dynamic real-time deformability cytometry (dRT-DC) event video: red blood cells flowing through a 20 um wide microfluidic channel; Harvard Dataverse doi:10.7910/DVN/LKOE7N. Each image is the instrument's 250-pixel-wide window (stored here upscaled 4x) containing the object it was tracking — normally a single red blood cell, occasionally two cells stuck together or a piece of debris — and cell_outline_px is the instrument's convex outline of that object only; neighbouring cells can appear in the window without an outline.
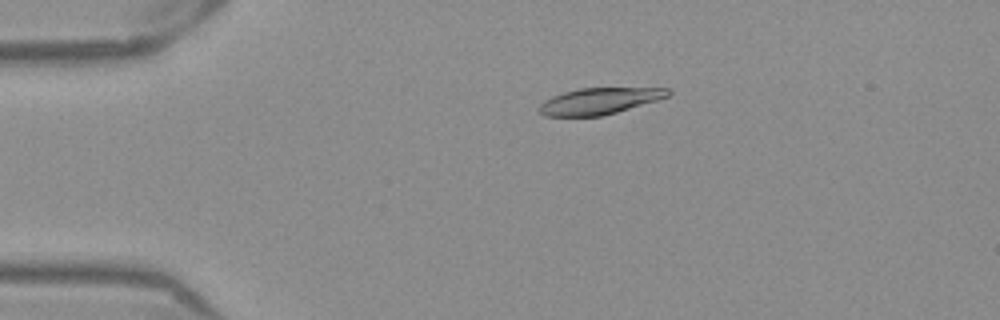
{"species": "Egyptian fruit bat (a non-hibernating species)", "species_latin": "Rousettus aegyptiacus", "temperature_condition": "warm", "stored_images_in_passage": 52, "camera_frame_rate_fps": 3000, "um_per_image_px": 0.085, "frame": {"image": 1, "passage_image": 11, "time_ms": 3.333, "image_size_px": [1000, 320], "cell_outline_px": [[672, 92], [668, 96], [656, 100], [616, 112], [600, 116], [544, 116], [540, 112], [540, 104], [544, 100], [552, 96], [564, 92], [580, 88], [668, 88]], "centroid_in_image_um": [50.93, 8.58], "position_along_channel_um": 34.1, "area_um2": 19.54}}
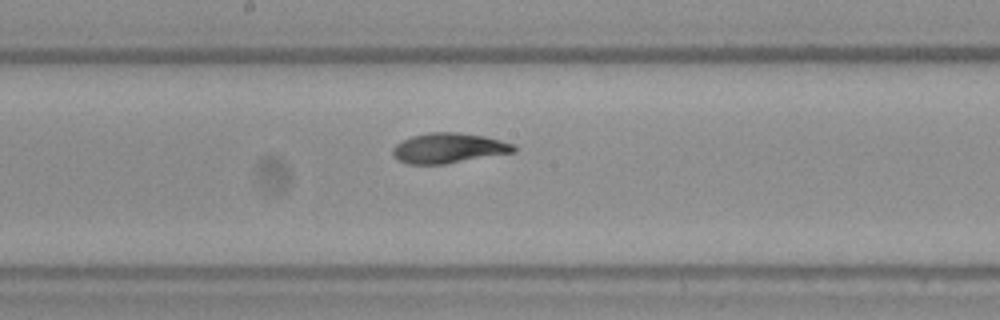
{"frame": {"image": 2, "passage_image": 28, "time_ms": 9.0, "image_size_px": [1000, 320], "cell_outline_px": [[516, 152], [444, 164], [408, 164], [396, 160], [392, 156], [392, 148], [396, 144], [412, 136], [428, 132], [456, 132], [484, 136], [516, 144]], "centroid_in_image_um": [38.13, 12.59], "position_along_channel_um": 210.1, "area_um2": 21.39}}
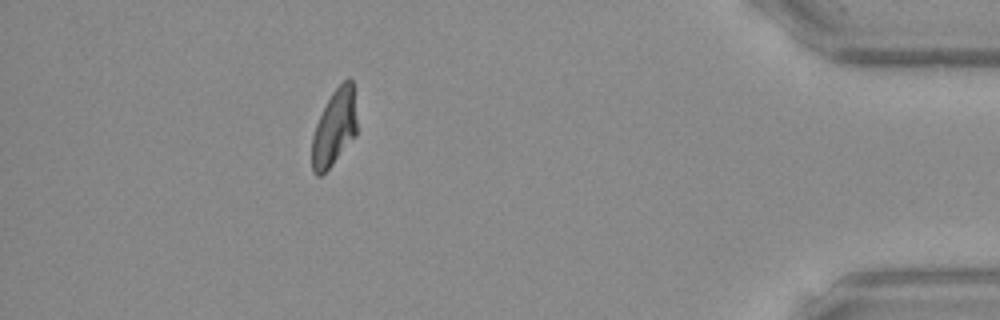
{"frame": {"image": 3, "passage_image": 47, "time_ms": 15.333, "image_size_px": [1000, 320], "cell_outline_px": [[356, 136], [332, 164], [320, 176], [316, 176], [312, 172], [312, 136], [316, 124], [332, 92], [348, 76], [352, 80], [356, 120]], "centroid_in_image_um": [28.41, 10.87], "position_along_channel_um": 406.8, "area_um2": 19.77}, "authors_computed_cell_mechanics": {"area_um2": 21.1837, "velocity_mm_per_s": 3.8978, "shape_relaxation_time_tau1_ms": 3.8086, "shape_relaxation_time_tau2_ms": 1.7819, "deformation_change_tau1": 0.1883, "deformation_change_tau2": 0.0702}}